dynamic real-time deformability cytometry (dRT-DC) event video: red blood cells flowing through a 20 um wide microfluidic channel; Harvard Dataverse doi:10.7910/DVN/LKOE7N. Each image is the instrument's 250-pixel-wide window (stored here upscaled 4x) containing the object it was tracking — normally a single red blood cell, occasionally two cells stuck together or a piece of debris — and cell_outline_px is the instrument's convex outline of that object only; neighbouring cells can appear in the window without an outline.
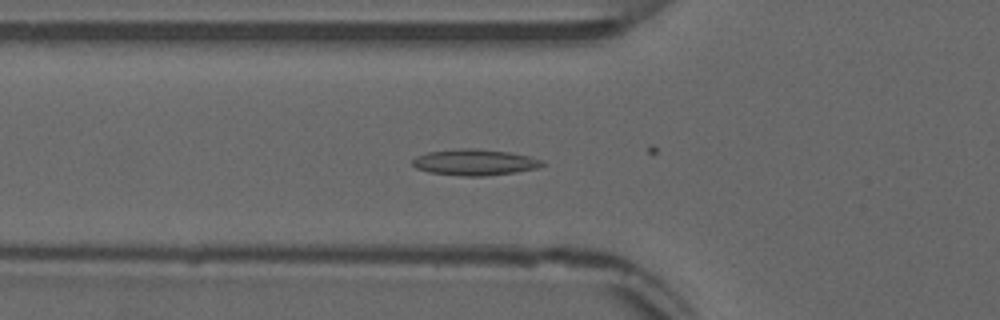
{"species": "common noctule bat (a hibernating species)", "species_latin": "Nyctalus noctula", "temperature_condition": "warm", "stored_images_in_passage": 11, "camera_frame_rate_fps": 3000, "um_per_image_px": 0.085, "animal": {"sex": "male", "forearm_length_mm": 52.5}, "frame": {"image": 1, "passage_image": 5, "time_ms": 1.333, "image_size_px": [1000, 320], "cell_outline_px": [[544, 164], [536, 168], [516, 172], [484, 176], [464, 176], [428, 172], [416, 168], [412, 164], [412, 160], [416, 156], [428, 152], [456, 148], [472, 148], [508, 152], [528, 156], [544, 160]], "centroid_in_image_um": [40.32, 13.79], "position_along_channel_um": 85.5, "area_um2": 19.71}}
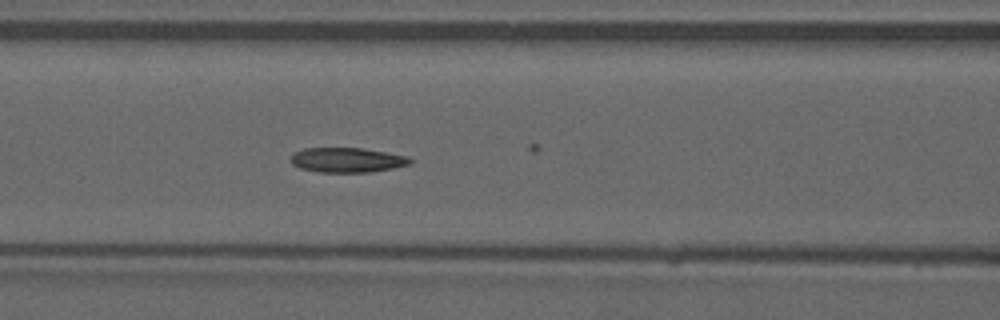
{"frame": {"image": 2, "passage_image": 9, "time_ms": 2.667, "image_size_px": [1000, 320], "cell_outline_px": [[412, 164], [372, 172], [320, 172], [300, 168], [292, 164], [292, 156], [296, 152], [304, 148], [364, 148], [388, 152], [408, 156], [412, 160]], "centroid_in_image_um": [29.56, 13.6], "position_along_channel_um": 137.0, "area_um2": 17.22}}